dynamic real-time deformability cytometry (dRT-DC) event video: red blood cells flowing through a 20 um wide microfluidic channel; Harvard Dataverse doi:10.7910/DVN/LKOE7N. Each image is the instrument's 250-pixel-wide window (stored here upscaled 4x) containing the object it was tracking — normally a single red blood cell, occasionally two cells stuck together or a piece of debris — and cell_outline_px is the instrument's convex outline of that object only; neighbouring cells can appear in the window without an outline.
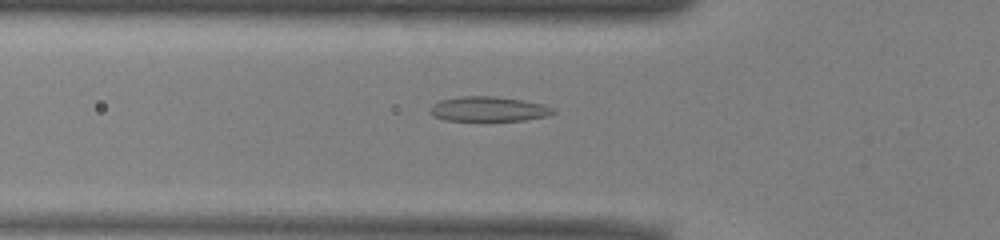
{"species": "common noctule bat (a hibernating species)", "species_latin": "Nyctalus noctula", "temperature_condition": "warm", "stored_images_in_passage": 51, "camera_frame_rate_fps": 3000, "um_per_image_px": 0.085, "animal": {"sex": "male", "body_mass_g": 13.0, "forearm_length_mm": 53.1}, "frame": {"image": 1, "passage_image": 17, "time_ms": 5.333, "image_size_px": [1000, 240], "cell_outline_px": [[556, 112], [548, 116], [524, 120], [444, 120], [432, 116], [428, 112], [428, 108], [432, 104], [440, 100], [464, 96], [496, 96], [544, 104], [552, 108]], "centroid_in_image_um": [41.48, 9.26], "position_along_channel_um": 84.3, "area_um2": 17.8}}
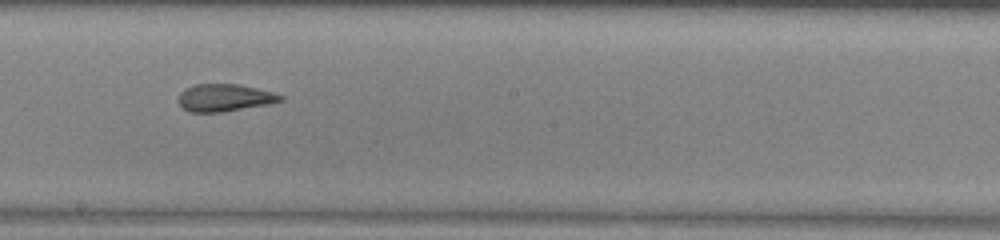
{"frame": {"image": 2, "passage_image": 28, "time_ms": 9.0, "image_size_px": [1000, 240], "cell_outline_px": [[284, 100], [268, 104], [224, 112], [188, 112], [176, 100], [180, 92], [184, 88], [196, 84], [240, 84], [272, 92], [284, 96]], "centroid_in_image_um": [19.06, 8.3], "position_along_channel_um": 229.1, "area_um2": 16.42}}
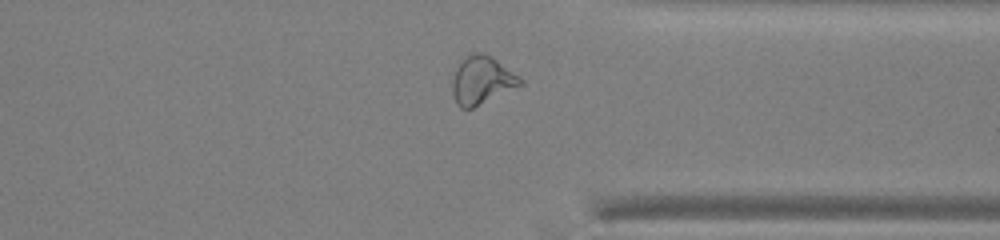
{"frame": {"image": 3, "passage_image": 39, "time_ms": 12.667, "image_size_px": [1000, 240], "cell_outline_px": [[524, 84], [472, 108], [460, 108], [456, 104], [452, 92], [452, 80], [456, 68], [460, 60], [472, 52], [476, 52], [492, 56], [520, 76], [524, 80]], "centroid_in_image_um": [40.96, 6.81], "position_along_channel_um": 370.4, "area_um2": 19.13}, "authors_computed_cell_mechanics": {"area_um2": 18.9006, "velocity_mm_per_s": 3.9458, "shape_relaxation_time_tau1_ms": 10.7991, "shape_relaxation_time_tau2_ms": 2.2825, "deformation_change_tau1": 0.2782, "deformation_change_tau2": 0.1018}}